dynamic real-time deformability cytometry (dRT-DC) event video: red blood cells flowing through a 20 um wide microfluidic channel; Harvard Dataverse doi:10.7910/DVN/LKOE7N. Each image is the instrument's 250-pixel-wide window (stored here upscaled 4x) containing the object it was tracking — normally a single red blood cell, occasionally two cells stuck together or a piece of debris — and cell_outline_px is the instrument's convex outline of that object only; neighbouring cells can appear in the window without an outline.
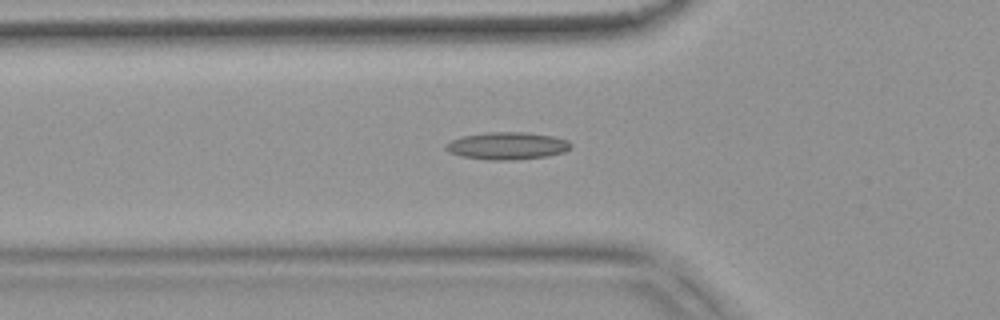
{"species": "common noctule bat (a hibernating species)", "species_latin": "Nyctalus noctula", "temperature_condition": "warm", "stored_images_in_passage": 54, "camera_frame_rate_fps": 3000, "um_per_image_px": 0.085, "animal": {"sex": "female", "body_mass_g": 18.4}, "frame": {"image": 1, "passage_image": 18, "time_ms": 5.667, "image_size_px": [1000, 320], "cell_outline_px": [[572, 148], [564, 152], [548, 156], [512, 160], [492, 160], [464, 156], [452, 152], [444, 148], [444, 144], [460, 136], [484, 132], [528, 132], [552, 136], [568, 140], [572, 144]], "centroid_in_image_um": [43.14, 12.38], "position_along_channel_um": 82.7, "area_um2": 20.0}}
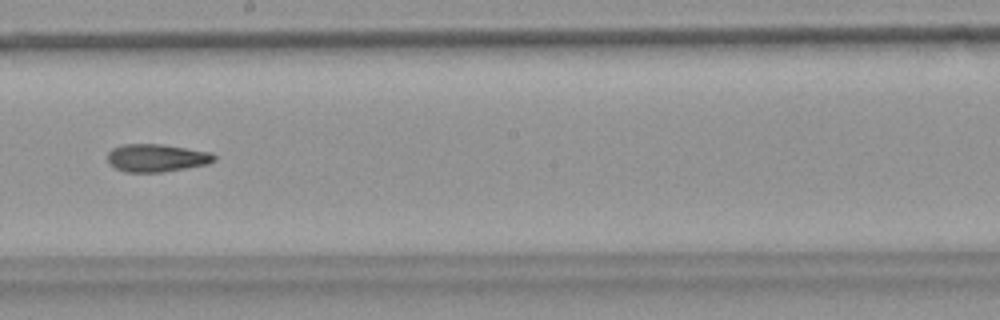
{"frame": {"image": 2, "passage_image": 30, "time_ms": 9.667, "image_size_px": [1000, 320], "cell_outline_px": [[216, 160], [208, 164], [160, 172], [124, 172], [108, 164], [108, 152], [112, 148], [124, 144], [160, 144], [212, 152], [216, 156]], "centroid_in_image_um": [13.3, 13.42], "position_along_channel_um": 234.9, "area_um2": 17.28}}
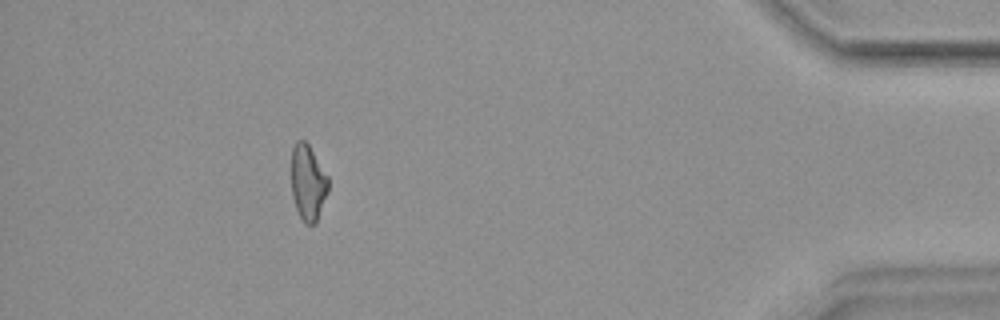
{"frame": {"image": 3, "passage_image": 48, "time_ms": 15.667, "image_size_px": [1000, 320], "cell_outline_px": [[328, 192], [316, 224], [304, 224], [300, 220], [292, 196], [292, 148], [296, 140], [304, 140], [308, 144], [328, 176]], "centroid_in_image_um": [26.18, 15.56], "position_along_channel_um": 409.0, "area_um2": 16.42}, "authors_computed_cell_mechanics": {"area_um2": 17.5712, "velocity_mm_per_s": 3.8136, "shape_relaxation_time_tau1_ms": null, "shape_relaxation_time_tau2_ms": 9.5148, "deformation_change_tau1": null, "deformation_change_tau2": 0.2153}}